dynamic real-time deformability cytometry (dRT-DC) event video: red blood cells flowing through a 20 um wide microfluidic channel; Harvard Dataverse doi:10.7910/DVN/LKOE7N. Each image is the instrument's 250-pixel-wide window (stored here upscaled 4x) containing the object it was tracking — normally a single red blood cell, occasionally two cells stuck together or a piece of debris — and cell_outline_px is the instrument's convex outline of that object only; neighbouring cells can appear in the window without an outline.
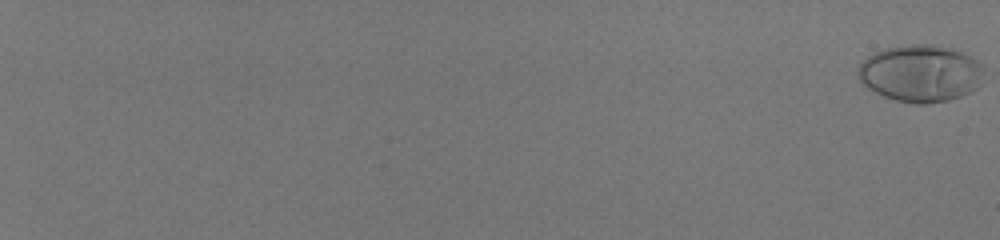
{"species": "human", "species_latin": "Homo sapiens", "temperature_condition": "room temperature", "stored_images_in_passage": 45, "camera_frame_rate_fps": 3000, "um_per_image_px": 0.085, "donor": {"sex": "male"}, "frame": {"image": 1, "passage_image": 1, "time_ms": 0.0, "image_size_px": [1000, 240], "cell_outline_px": [[984, 64], [976, 88], [960, 96], [948, 100], [928, 104], [912, 104], [896, 100], [884, 96], [868, 88], [856, 76], [856, 72], [860, 64], [872, 52], [884, 48], [904, 44], [924, 44], [948, 48], [960, 52]], "centroid_in_image_um": [78.18, 6.23], "position_along_channel_um": 6.8, "area_um2": 41.62}}
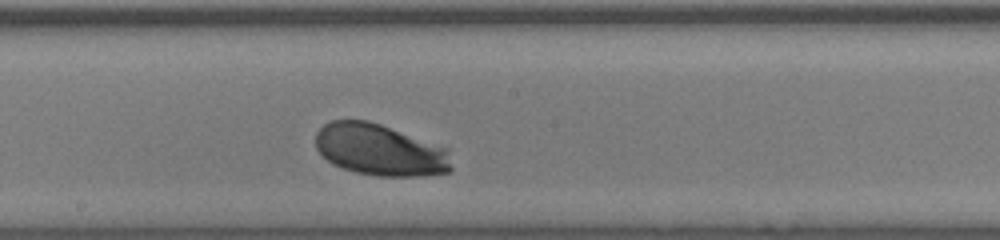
{"frame": {"image": 2, "passage_image": 31, "time_ms": 10.0, "image_size_px": [1000, 240], "cell_outline_px": [[452, 168], [448, 172], [424, 176], [376, 176], [356, 172], [332, 164], [316, 148], [316, 132], [324, 124], [332, 120], [368, 120], [380, 124], [448, 148]], "centroid_in_image_um": [32.3, 12.74], "position_along_channel_um": 215.9, "area_um2": 40.81}}
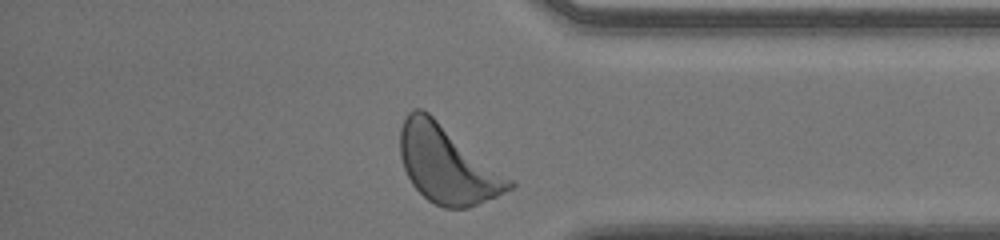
{"frame": {"image": 3, "passage_image": 45, "time_ms": 14.667, "image_size_px": [1000, 240], "cell_outline_px": [[516, 184], [512, 188], [496, 196], [468, 208], [444, 208], [428, 200], [412, 184], [404, 168], [400, 156], [400, 128], [408, 112], [416, 108], [420, 108], [428, 112], [516, 180]], "centroid_in_image_um": [38.05, 13.97], "position_along_channel_um": 397.2, "area_um2": 49.53}, "authors_computed_cell_mechanics": {"area_um2": 40.3444, "velocity_mm_per_s": 3.9428, "shape_relaxation_time_tau1_ms": 1.1175, "shape_relaxation_time_tau2_ms": null, "deformation_change_tau1": 0.0966, "deformation_change_tau2": null}}